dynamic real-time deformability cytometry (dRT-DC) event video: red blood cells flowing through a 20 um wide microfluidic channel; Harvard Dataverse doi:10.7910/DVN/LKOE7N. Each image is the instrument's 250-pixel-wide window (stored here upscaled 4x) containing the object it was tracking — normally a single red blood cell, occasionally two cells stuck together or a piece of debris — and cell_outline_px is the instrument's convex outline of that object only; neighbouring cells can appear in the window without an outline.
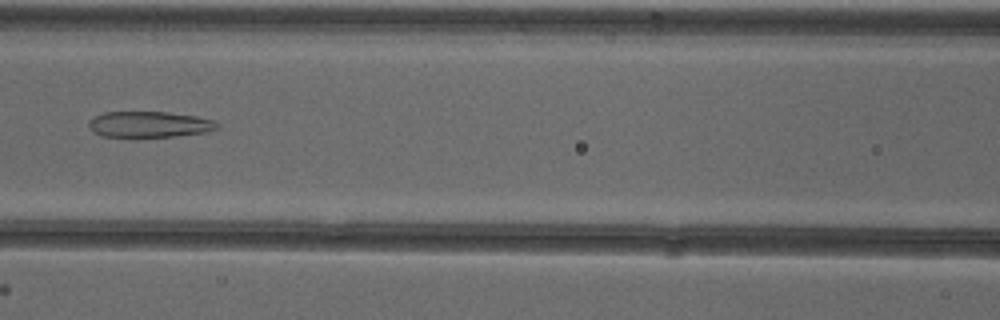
{"species": "common noctule bat (a hibernating species)", "species_latin": "Nyctalus noctula", "temperature_condition": "cold", "stored_images_in_passage": 53, "camera_frame_rate_fps": 3000, "um_per_image_px": 0.085, "animal": {"sex": "female"}, "frame": {"image": 1, "passage_image": 24, "time_ms": 7.667, "image_size_px": [1000, 320], "cell_outline_px": [[220, 128], [208, 132], [172, 136], [100, 136], [92, 132], [88, 128], [88, 120], [104, 112], [168, 112], [196, 116], [216, 120], [220, 124]], "centroid_in_image_um": [12.72, 10.56], "position_along_channel_um": 153.9, "area_um2": 19.54}}
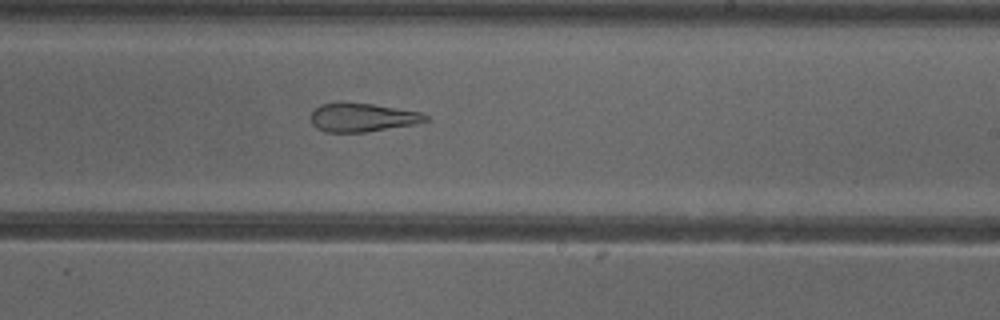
{"frame": {"image": 2, "passage_image": 32, "time_ms": 10.333, "image_size_px": [1000, 320], "cell_outline_px": [[428, 120], [416, 124], [368, 132], [324, 132], [316, 128], [312, 124], [308, 116], [320, 104], [340, 100], [372, 104], [420, 112], [428, 116]], "centroid_in_image_um": [30.73, 9.97], "position_along_channel_um": 258.3, "area_um2": 19.65}}
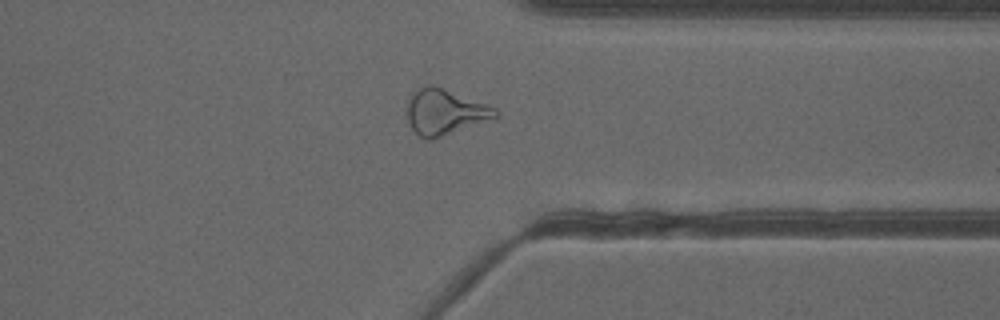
{"frame": {"image": 3, "passage_image": 41, "time_ms": 13.333, "image_size_px": [1000, 320], "cell_outline_px": [[500, 116], [432, 140], [428, 140], [420, 136], [408, 124], [408, 100], [412, 92], [424, 84], [432, 84], [444, 88], [488, 104], [496, 108], [500, 112]], "centroid_in_image_um": [37.82, 9.5], "position_along_channel_um": 373.6, "area_um2": 23.64}, "authors_computed_cell_mechanics": {"area_um2": 25.0274, "velocity_mm_per_s": 3.9211, "shape_relaxation_time_tau1_ms": null, "shape_relaxation_time_tau2_ms": 3.2233, "deformation_change_tau1": null, "deformation_change_tau2": 0.1474}}